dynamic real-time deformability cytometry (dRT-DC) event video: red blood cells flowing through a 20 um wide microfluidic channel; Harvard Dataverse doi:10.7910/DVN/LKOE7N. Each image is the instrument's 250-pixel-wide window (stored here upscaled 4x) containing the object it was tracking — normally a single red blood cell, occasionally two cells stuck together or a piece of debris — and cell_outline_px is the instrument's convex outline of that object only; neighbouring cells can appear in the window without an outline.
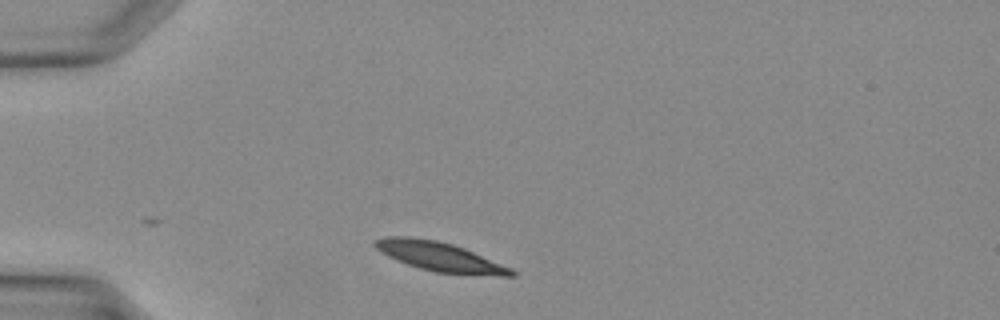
{"species": "Egyptian fruit bat (a non-hibernating species)", "species_latin": "Rousettus aegyptiacus", "temperature_condition": "warm", "stored_images_in_passage": 17, "camera_frame_rate_fps": 3000, "um_per_image_px": 0.085, "animal": {"sex": "female"}, "frame": {"image": 1, "passage_image": 1, "time_ms": 0.0, "image_size_px": [1000, 320], "cell_outline_px": [[516, 276], [500, 276], [436, 272], [420, 268], [396, 260], [380, 252], [372, 244], [376, 240], [384, 236], [412, 236], [436, 240], [452, 244], [464, 248], [512, 268], [516, 272]], "centroid_in_image_um": [37.37, 21.8], "position_along_channel_um": 47.6, "area_um2": 23.18}}
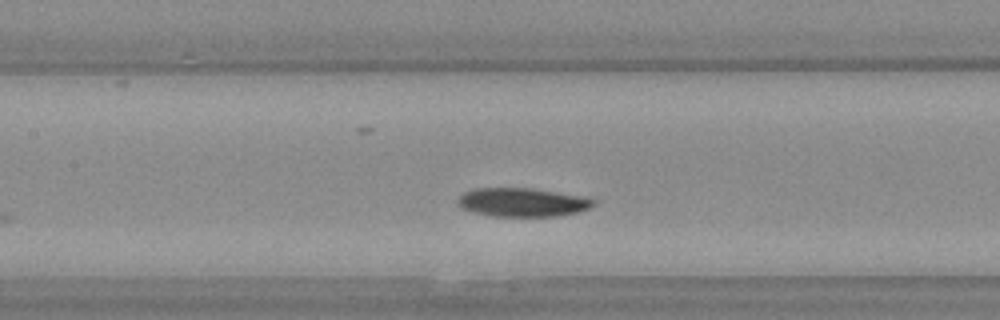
{"frame": {"image": 2, "passage_image": 9, "time_ms": 2.667, "image_size_px": [1000, 320], "cell_outline_px": [[596, 204], [580, 212], [556, 216], [492, 216], [472, 212], [460, 208], [456, 204], [456, 200], [464, 192], [476, 188], [528, 188], [576, 196], [596, 200]], "centroid_in_image_um": [44.32, 17.21], "position_along_channel_um": 163.1, "area_um2": 22.48}}
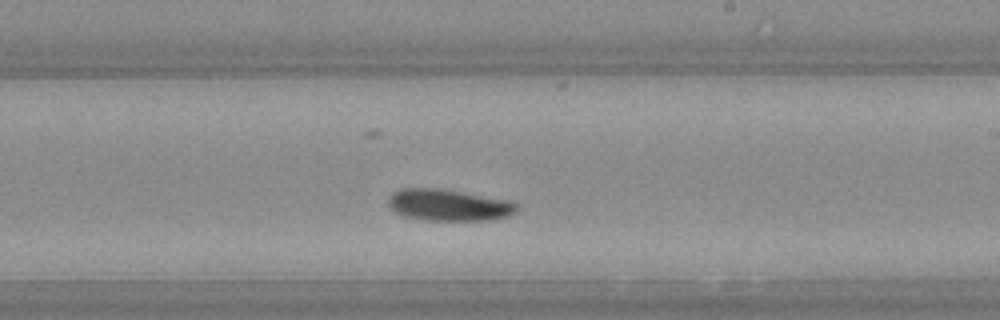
{"frame": {"image": 3, "passage_image": 14, "time_ms": 4.333, "image_size_px": [1000, 320], "cell_outline_px": [[516, 208], [508, 216], [492, 220], [424, 220], [404, 216], [396, 212], [388, 204], [388, 200], [396, 192], [404, 188], [440, 188], [508, 200], [516, 204]], "centroid_in_image_um": [38.13, 17.43], "position_along_channel_um": 250.9, "area_um2": 23.24}}